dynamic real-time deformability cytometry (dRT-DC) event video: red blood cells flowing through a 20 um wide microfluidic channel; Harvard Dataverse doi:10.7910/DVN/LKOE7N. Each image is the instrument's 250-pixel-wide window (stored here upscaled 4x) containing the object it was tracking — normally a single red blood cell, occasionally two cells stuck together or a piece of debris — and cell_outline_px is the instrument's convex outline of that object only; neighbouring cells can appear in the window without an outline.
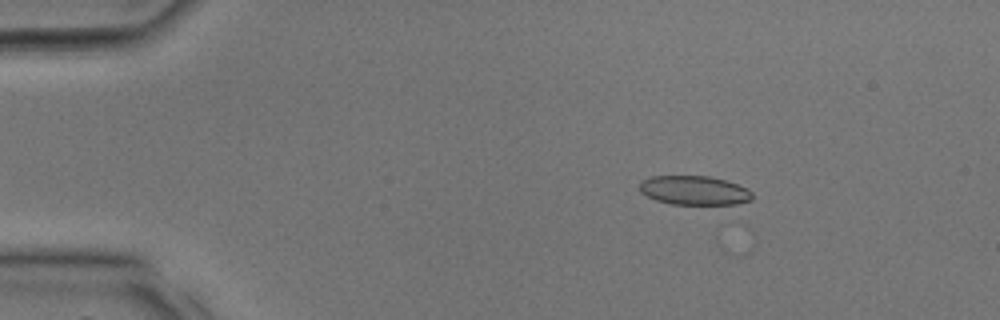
{"species": "common noctule bat (a hibernating species)", "species_latin": "Nyctalus noctula", "temperature_condition": "room temperature", "stored_images_in_passage": 12, "camera_frame_rate_fps": 3000, "um_per_image_px": 0.085, "animal": {"sex": "male", "body_mass_g": 17.9, "forearm_length_mm": 54.2}, "frame": {"image": 1, "passage_image": 4, "time_ms": 1.0, "image_size_px": [1000, 320], "cell_outline_px": [[752, 200], [736, 204], [672, 204], [656, 200], [640, 192], [640, 184], [644, 180], [652, 176], [708, 176], [724, 180], [748, 188], [752, 192]], "centroid_in_image_um": [59.03, 16.18], "position_along_channel_um": 26.0, "area_um2": 18.96}}